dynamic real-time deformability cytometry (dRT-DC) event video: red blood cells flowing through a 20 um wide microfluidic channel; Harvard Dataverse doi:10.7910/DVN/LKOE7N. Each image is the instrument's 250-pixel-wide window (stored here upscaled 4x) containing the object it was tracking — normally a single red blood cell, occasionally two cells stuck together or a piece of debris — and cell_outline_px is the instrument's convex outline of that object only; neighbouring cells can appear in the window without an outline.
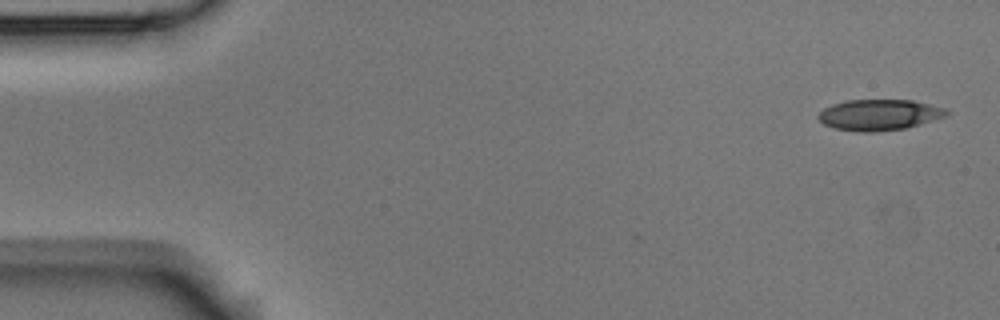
{"species": "Egyptian fruit bat (a non-hibernating species)", "species_latin": "Rousettus aegyptiacus", "temperature_condition": "room temperature", "stored_images_in_passage": 3, "camera_frame_rate_fps": 3000, "um_per_image_px": 0.085, "animal": {"sex": "male"}, "frame": {"image": 1, "passage_image": 1, "time_ms": 0.0, "image_size_px": [1000, 320], "cell_outline_px": [[952, 112], [948, 116], [908, 128], [876, 132], [860, 132], [832, 128], [824, 124], [816, 116], [824, 108], [832, 104], [844, 100], [912, 100], [948, 108]], "centroid_in_image_um": [74.79, 9.76], "position_along_channel_um": 10.2, "area_um2": 23.58}}